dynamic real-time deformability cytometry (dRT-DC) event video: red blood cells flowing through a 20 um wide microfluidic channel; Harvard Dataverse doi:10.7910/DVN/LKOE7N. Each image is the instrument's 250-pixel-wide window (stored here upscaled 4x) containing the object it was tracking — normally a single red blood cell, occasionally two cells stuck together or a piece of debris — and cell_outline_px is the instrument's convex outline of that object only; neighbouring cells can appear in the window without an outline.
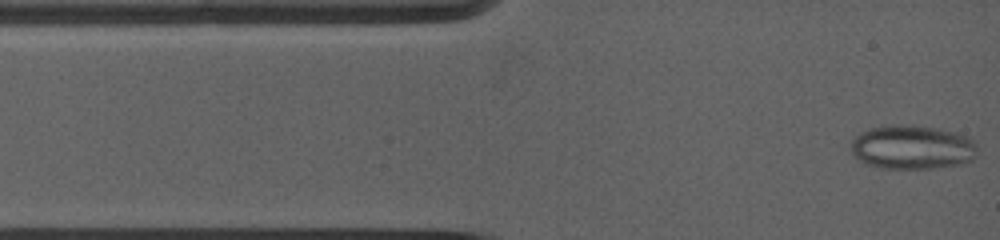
{"species": "common noctule bat (a hibernating species)", "species_latin": "Nyctalus noctula", "temperature_condition": "warm", "stored_images_in_passage": 7, "camera_frame_rate_fps": 5000, "um_per_image_px": 0.085, "animal": {"sex": "female", "body_mass_g": 19.0, "forearm_length_mm": 53.3}, "frame": {"image": 1, "passage_image": 1, "time_ms": 0.0, "image_size_px": [1000, 240], "cell_outline_px": [[976, 152], [972, 160], [960, 164], [932, 168], [884, 168], [864, 164], [848, 148], [852, 140], [860, 132], [872, 128], [892, 124], [936, 128], [956, 132], [968, 136], [976, 144]], "centroid_in_image_um": [77.52, 12.52], "position_along_channel_um": 7.5, "area_um2": 32.37}}
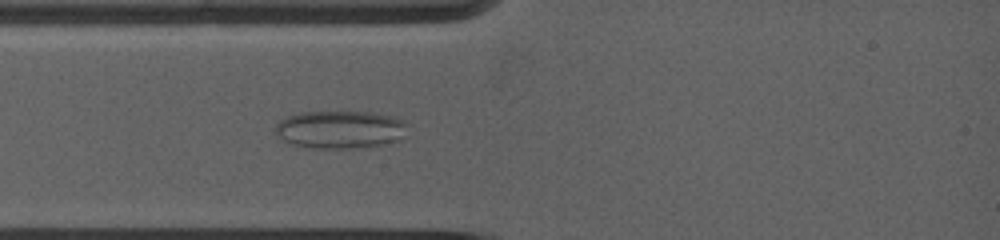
{"frame": {"image": 2, "passage_image": 7, "time_ms": 2.4, "image_size_px": [1000, 240], "cell_outline_px": [[408, 136], [396, 140], [380, 144], [352, 148], [308, 148], [292, 144], [284, 140], [276, 132], [276, 124], [280, 120], [288, 116], [300, 112], [372, 112], [396, 116], [404, 120], [408, 124]], "centroid_in_image_um": [28.98, 10.99], "position_along_channel_um": 56.0, "area_um2": 29.3}}